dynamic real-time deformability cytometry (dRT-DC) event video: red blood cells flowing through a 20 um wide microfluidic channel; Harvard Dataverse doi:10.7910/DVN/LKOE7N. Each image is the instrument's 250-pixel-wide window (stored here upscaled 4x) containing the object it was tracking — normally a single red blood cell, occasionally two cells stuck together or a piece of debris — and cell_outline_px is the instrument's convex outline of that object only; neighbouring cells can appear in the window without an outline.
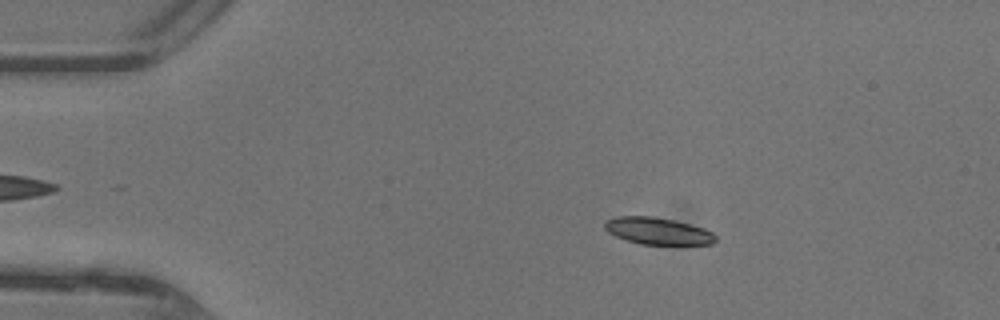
{"species": "common noctule bat (a hibernating species)", "species_latin": "Nyctalus noctula", "temperature_condition": "warm", "stored_images_in_passage": 46, "camera_frame_rate_fps": 3000, "um_per_image_px": 0.085, "animal": {"sex": "female"}, "frame": {"image": 1, "passage_image": 8, "time_ms": 2.333, "image_size_px": [1000, 320], "cell_outline_px": [[716, 240], [712, 244], [640, 244], [616, 236], [608, 232], [604, 228], [604, 220], [616, 216], [652, 216], [672, 220], [704, 228], [712, 232], [716, 236]], "centroid_in_image_um": [55.88, 19.63], "position_along_channel_um": 29.1, "area_um2": 17.28}}
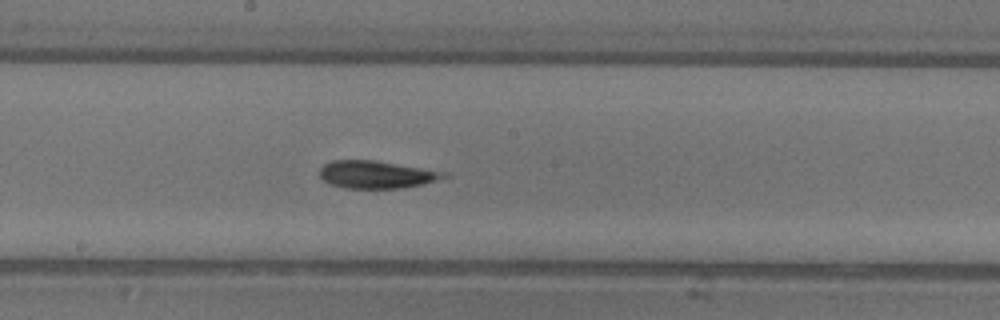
{"frame": {"image": 2, "passage_image": 25, "time_ms": 8.0, "image_size_px": [1000, 320], "cell_outline_px": [[448, 176], [420, 184], [400, 188], [344, 188], [328, 184], [320, 176], [320, 168], [324, 164], [332, 160], [372, 160], [448, 172]], "centroid_in_image_um": [31.94, 14.83], "position_along_channel_um": 216.3, "area_um2": 19.71}}
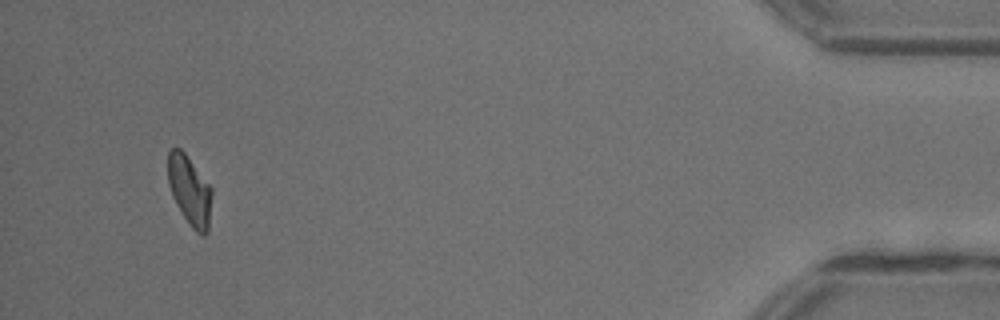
{"frame": {"image": 3, "passage_image": 44, "time_ms": 14.333, "image_size_px": [1000, 320], "cell_outline_px": [[212, 192], [208, 232], [204, 236], [196, 232], [192, 228], [176, 204], [172, 196], [168, 184], [168, 152], [172, 148], [180, 148], [184, 152], [212, 188]], "centroid_in_image_um": [16.12, 16.2], "position_along_channel_um": 419.1, "area_um2": 17.69}, "authors_computed_cell_mechanics": {"area_um2": 18.6983, "velocity_mm_per_s": 4.4225, "shape_relaxation_time_tau1_ms": null, "shape_relaxation_time_tau2_ms": 2.051, "deformation_change_tau1": null, "deformation_change_tau2": 0.084}}